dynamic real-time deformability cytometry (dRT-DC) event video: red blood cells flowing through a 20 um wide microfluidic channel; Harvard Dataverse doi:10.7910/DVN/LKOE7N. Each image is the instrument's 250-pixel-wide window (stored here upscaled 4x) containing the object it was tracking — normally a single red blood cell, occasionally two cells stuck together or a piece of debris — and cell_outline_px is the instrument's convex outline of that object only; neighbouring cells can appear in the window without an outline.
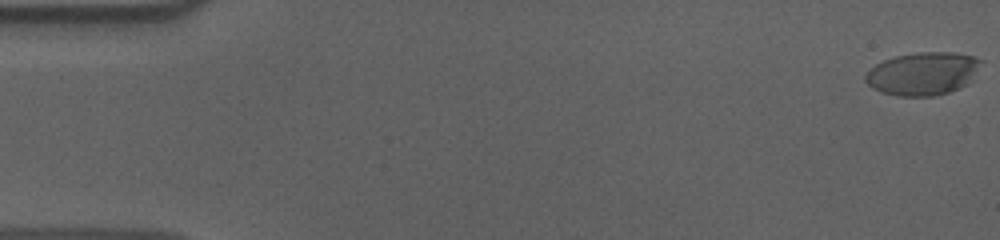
{"species": "human", "species_latin": "Homo sapiens", "temperature_condition": "cold", "stored_images_in_passage": 57, "camera_frame_rate_fps": 3000, "um_per_image_px": 0.085, "donor": {"sex": "male"}, "frame": {"image": 1, "passage_image": 1, "time_ms": 0.0, "image_size_px": [1000, 240], "cell_outline_px": [[984, 60], [964, 84], [948, 92], [932, 96], [896, 96], [880, 92], [872, 88], [864, 80], [864, 76], [876, 64], [884, 60], [896, 56], [920, 52], [952, 52], [972, 56]], "centroid_in_image_um": [78.38, 6.25], "position_along_channel_um": 6.6, "area_um2": 28.44}}
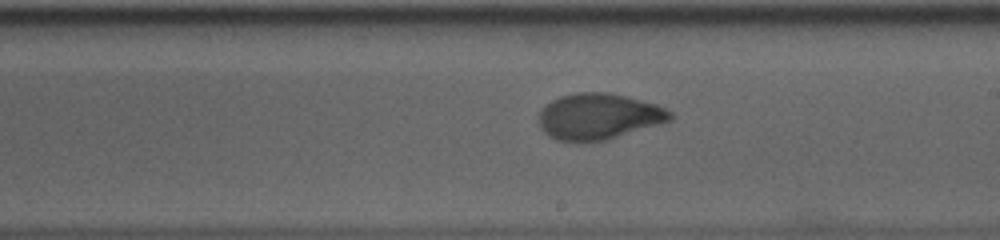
{"frame": {"image": 2, "passage_image": 33, "time_ms": 10.667, "image_size_px": [1000, 240], "cell_outline_px": [[672, 120], [604, 140], [580, 144], [556, 140], [548, 136], [540, 128], [540, 108], [544, 104], [560, 96], [576, 92], [608, 92], [656, 104], [672, 112]], "centroid_in_image_um": [50.82, 9.91], "position_along_channel_um": 238.2, "area_um2": 35.49}}
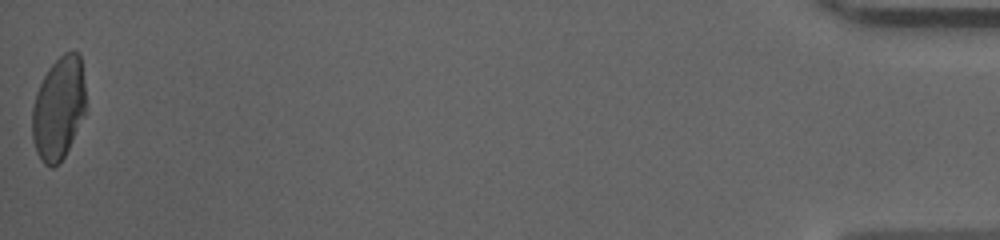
{"frame": {"image": 3, "passage_image": 57, "time_ms": 18.667, "image_size_px": [1000, 240], "cell_outline_px": [[84, 116], [64, 156], [52, 168], [44, 164], [40, 160], [36, 152], [32, 136], [32, 108], [36, 92], [48, 68], [64, 52], [72, 48], [80, 52], [84, 80]], "centroid_in_image_um": [4.97, 9.16], "position_along_channel_um": 430.2, "area_um2": 32.19}, "authors_computed_cell_mechanics": {"area_um2": 33.8708, "velocity_mm_per_s": 3.6352, "shape_relaxation_time_tau1_ms": 5.4173, "shape_relaxation_time_tau2_ms": 1.1115, "deformation_change_tau1": 0.2007, "deformation_change_tau2": 0.0484}}